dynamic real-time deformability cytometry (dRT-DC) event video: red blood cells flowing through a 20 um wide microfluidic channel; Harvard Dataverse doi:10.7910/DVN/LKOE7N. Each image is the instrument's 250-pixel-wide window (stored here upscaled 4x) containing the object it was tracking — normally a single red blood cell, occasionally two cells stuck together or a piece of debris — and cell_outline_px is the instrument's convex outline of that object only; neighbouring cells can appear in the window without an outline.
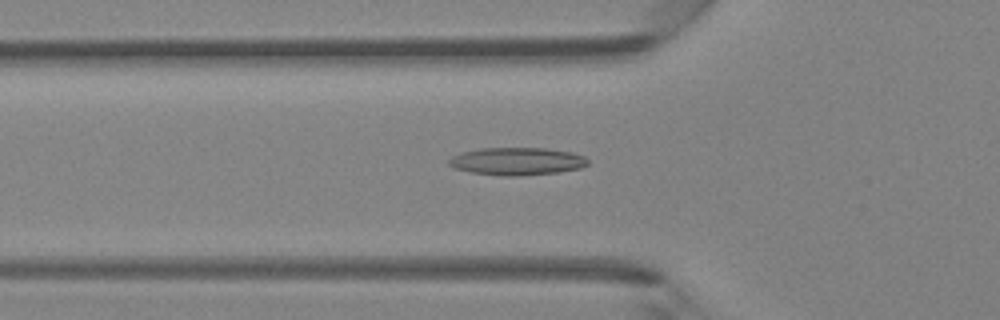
{"species": "Egyptian fruit bat (a non-hibernating species)", "species_latin": "Rousettus aegyptiacus", "temperature_condition": "room temperature", "stored_images_in_passage": 48, "camera_frame_rate_fps": 3000, "um_per_image_px": 0.085, "animal": {"sex": "female"}, "frame": {"image": 1, "passage_image": 17, "time_ms": 5.333, "image_size_px": [1000, 320], "cell_outline_px": [[588, 164], [580, 168], [560, 172], [520, 176], [504, 176], [472, 172], [452, 168], [448, 164], [448, 160], [452, 156], [460, 152], [480, 148], [548, 148], [572, 152], [584, 156], [588, 160]], "centroid_in_image_um": [43.93, 13.71], "position_along_channel_um": 81.9, "area_um2": 22.6}}
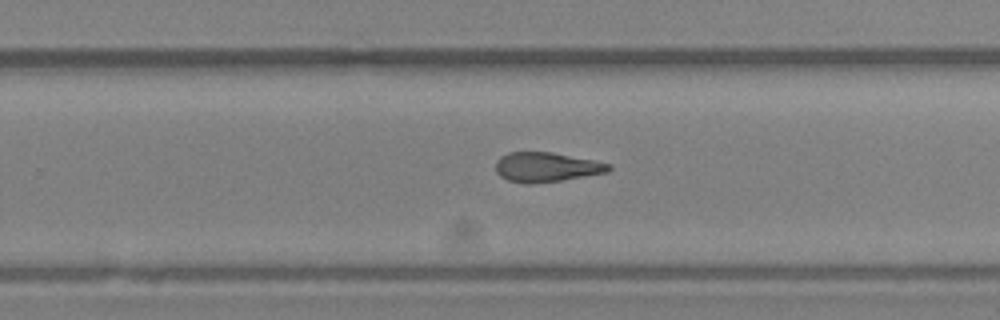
{"frame": {"image": 2, "passage_image": 31, "time_ms": 10.0, "image_size_px": [1000, 320], "cell_outline_px": [[612, 168], [608, 172], [560, 180], [532, 184], [524, 184], [508, 180], [500, 176], [496, 172], [496, 160], [500, 156], [508, 152], [552, 152], [612, 164]], "centroid_in_image_um": [46.41, 14.2], "position_along_channel_um": 283.4, "area_um2": 19.48}}
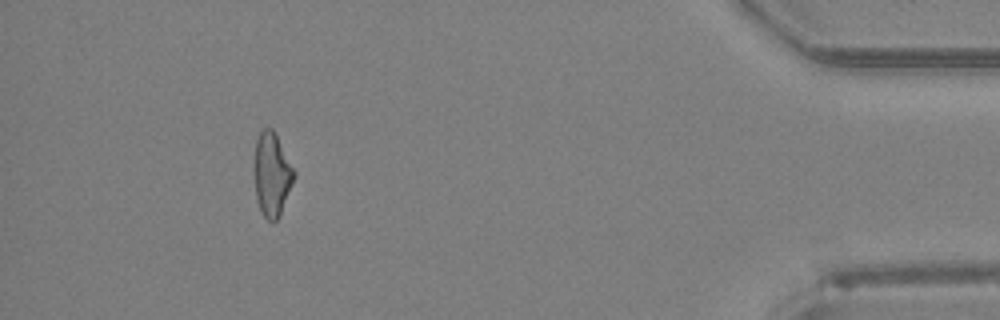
{"frame": {"image": 3, "passage_image": 44, "time_ms": 14.333, "image_size_px": [1000, 320], "cell_outline_px": [[296, 176], [280, 216], [272, 224], [264, 216], [260, 208], [256, 196], [256, 140], [260, 132], [264, 128], [272, 128], [296, 172]], "centroid_in_image_um": [23.16, 14.86], "position_along_channel_um": 412.0, "area_um2": 18.96}, "authors_computed_cell_mechanics": {"area_um2": 20.23, "velocity_mm_per_s": 4.3412, "shape_relaxation_time_tau1_ms": null, "shape_relaxation_time_tau2_ms": 6.2585, "deformation_change_tau1": null, "deformation_change_tau2": 0.1952}}